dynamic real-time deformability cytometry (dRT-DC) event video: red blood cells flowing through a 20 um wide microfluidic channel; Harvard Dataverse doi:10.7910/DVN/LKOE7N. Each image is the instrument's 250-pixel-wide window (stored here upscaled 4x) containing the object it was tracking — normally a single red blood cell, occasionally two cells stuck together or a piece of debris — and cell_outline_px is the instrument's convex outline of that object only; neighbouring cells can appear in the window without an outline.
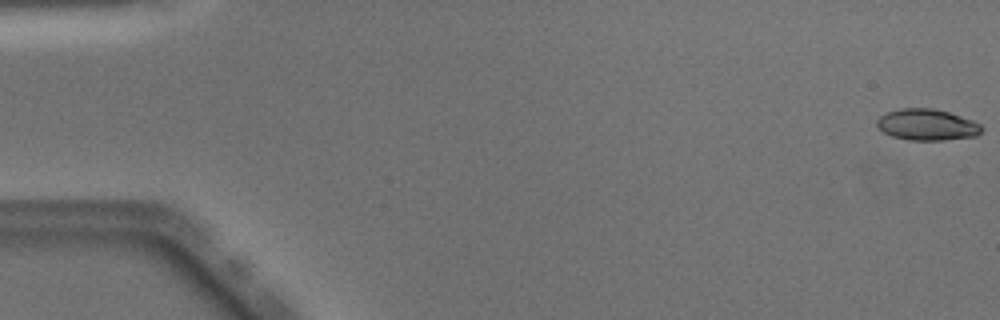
{"species": "Egyptian fruit bat (a non-hibernating species)", "species_latin": "Rousettus aegyptiacus", "temperature_condition": "warm", "stored_images_in_passage": 51, "camera_frame_rate_fps": 3000, "um_per_image_px": 0.085, "animal": {"sex": "male"}, "frame": {"image": 1, "passage_image": 1, "time_ms": 0.0, "image_size_px": [1000, 320], "cell_outline_px": [[984, 128], [976, 136], [944, 140], [908, 140], [892, 136], [876, 128], [876, 120], [880, 116], [888, 112], [900, 108], [932, 108], [948, 112], [972, 120], [980, 124]], "centroid_in_image_um": [78.77, 10.6], "position_along_channel_um": 6.2, "area_um2": 19.13}}
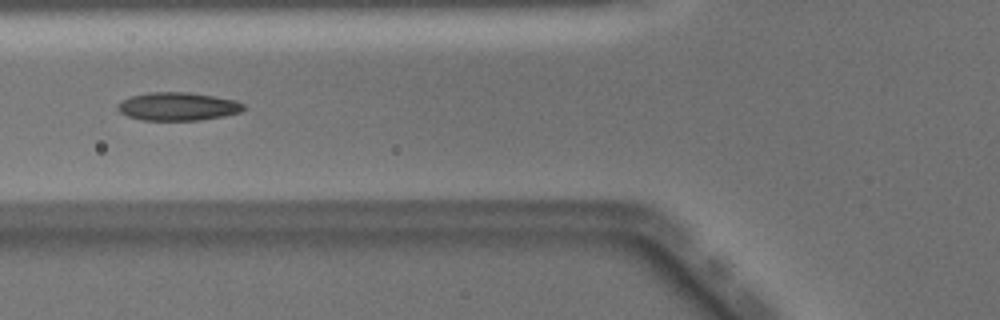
{"frame": {"image": 2, "passage_image": 20, "time_ms": 6.333, "image_size_px": [1000, 320], "cell_outline_px": [[244, 108], [240, 112], [224, 116], [200, 120], [140, 120], [128, 116], [120, 112], [116, 108], [116, 104], [132, 96], [148, 92], [188, 92], [216, 96], [236, 100], [244, 104]], "centroid_in_image_um": [15.12, 9.04], "position_along_channel_um": 110.7, "area_um2": 20.75}}
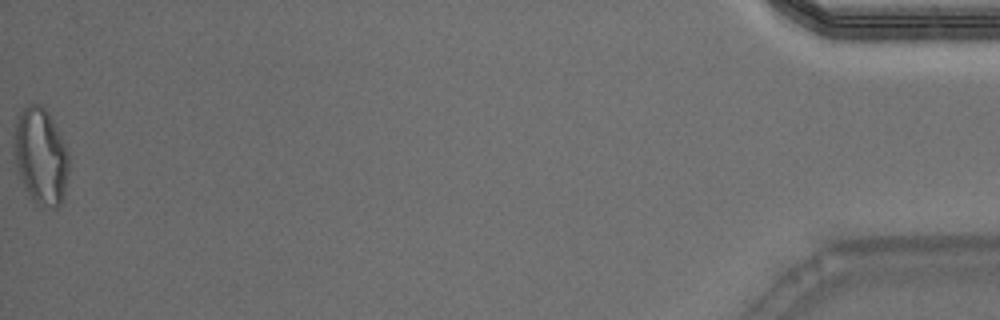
{"frame": {"image": 3, "passage_image": 51, "time_ms": 16.667, "image_size_px": [1000, 320], "cell_outline_px": [[68, 172], [64, 192], [60, 204], [56, 208], [52, 208], [32, 200], [20, 176], [16, 164], [12, 144], [16, 116], [20, 108], [28, 104], [44, 104], [68, 152]], "centroid_in_image_um": [3.42, 13.19], "position_along_channel_um": 431.8, "area_um2": 30.75}, "authors_computed_cell_mechanics": {"area_um2": 20.0566, "velocity_mm_per_s": 4.0434, "shape_relaxation_time_tau1_ms": 9.5896, "shape_relaxation_time_tau2_ms": 2.0055, "deformation_change_tau1": 0.2492, "deformation_change_tau2": 0.0923}}